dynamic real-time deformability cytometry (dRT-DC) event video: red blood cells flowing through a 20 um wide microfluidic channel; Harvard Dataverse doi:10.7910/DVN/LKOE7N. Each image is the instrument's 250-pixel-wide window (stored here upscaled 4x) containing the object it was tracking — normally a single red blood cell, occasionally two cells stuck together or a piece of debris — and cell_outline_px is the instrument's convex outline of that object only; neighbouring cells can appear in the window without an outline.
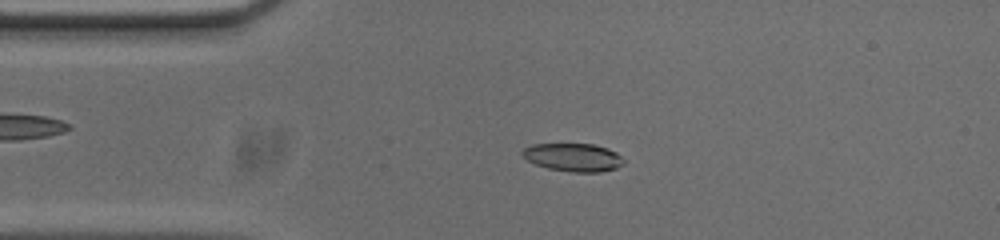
{"species": "common noctule bat (a hibernating species)", "species_latin": "Nyctalus noctula", "temperature_condition": "cold", "stored_images_in_passage": 47, "camera_frame_rate_fps": 3000, "um_per_image_px": 0.085, "animal": {"sex": "male", "body_mass_g": 20.0, "forearm_length_mm": 53.3}, "frame": {"image": 1, "passage_image": 4, "time_ms": 1.0, "image_size_px": [1000, 240], "cell_outline_px": [[624, 164], [616, 168], [600, 172], [572, 172], [548, 168], [536, 164], [528, 160], [520, 152], [524, 148], [532, 144], [592, 144], [608, 148], [616, 152], [624, 160]], "centroid_in_image_um": [48.74, 13.37], "position_along_channel_um": 36.3, "area_um2": 16.53}}
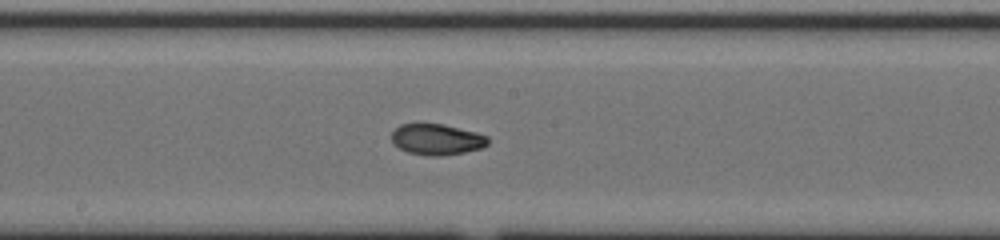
{"frame": {"image": 2, "passage_image": 20, "time_ms": 6.333, "image_size_px": [1000, 240], "cell_outline_px": [[488, 144], [480, 148], [464, 152], [444, 156], [428, 156], [408, 152], [400, 148], [392, 140], [392, 132], [400, 124], [420, 120], [444, 124], [476, 132], [488, 136]], "centroid_in_image_um": [37.1, 11.8], "position_along_channel_um": 211.1, "area_um2": 17.92}}
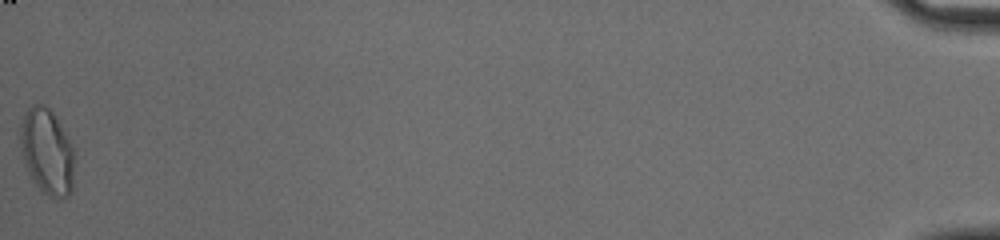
{"frame": {"image": 3, "passage_image": 47, "time_ms": 15.333, "image_size_px": [1000, 240], "cell_outline_px": [[76, 156], [72, 192], [68, 196], [56, 200], [40, 192], [32, 180], [28, 172], [20, 152], [20, 124], [24, 112], [32, 104], [44, 104], [52, 112], [68, 136]], "centroid_in_image_um": [4.01, 12.94], "position_along_channel_um": 431.2, "area_um2": 27.98}, "authors_computed_cell_mechanics": {"area_um2": 17.9758, "velocity_mm_per_s": 3.6986, "shape_relaxation_time_tau1_ms": 5.068, "shape_relaxation_time_tau2_ms": 2.2874, "deformation_change_tau1": 0.1431, "deformation_change_tau2": 0.0607}}